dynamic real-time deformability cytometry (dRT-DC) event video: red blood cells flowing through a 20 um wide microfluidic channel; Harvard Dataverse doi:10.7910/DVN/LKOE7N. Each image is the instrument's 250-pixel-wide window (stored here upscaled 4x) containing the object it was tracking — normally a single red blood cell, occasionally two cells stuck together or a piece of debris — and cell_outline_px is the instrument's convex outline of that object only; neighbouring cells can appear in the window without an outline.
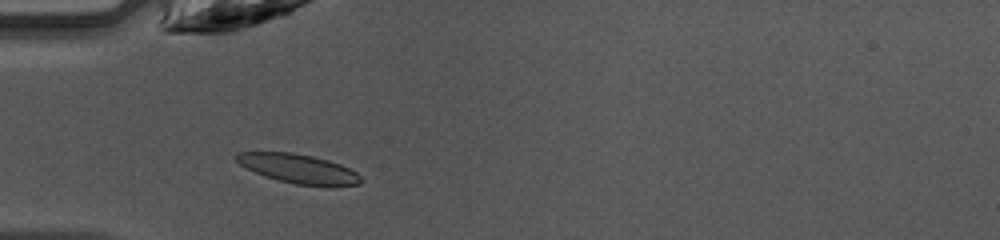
{"species": "common noctule bat (a hibernating species)", "species_latin": "Nyctalus noctula", "temperature_condition": "warm", "stored_images_in_passage": 44, "camera_frame_rate_fps": 3000, "um_per_image_px": 0.085, "animal": {"sex": "female", "body_mass_g": 10.0, "forearm_length_mm": 53.1}, "frame": {"image": 1, "passage_image": 12, "time_ms": 3.667, "image_size_px": [1000, 240], "cell_outline_px": [[364, 180], [360, 184], [296, 184], [264, 176], [240, 164], [232, 156], [236, 152], [292, 152], [312, 156], [328, 160], [340, 164], [356, 172]], "centroid_in_image_um": [25.31, 14.3], "position_along_channel_um": 59.7, "area_um2": 20.58}}
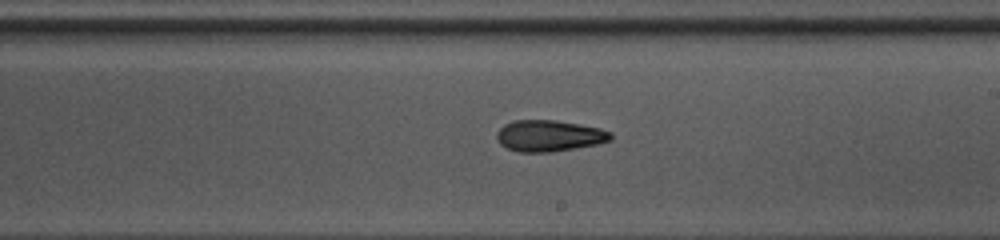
{"frame": {"image": 2, "passage_image": 25, "time_ms": 8.0, "image_size_px": [1000, 240], "cell_outline_px": [[612, 140], [596, 144], [576, 148], [552, 152], [516, 152], [500, 144], [496, 136], [496, 132], [504, 124], [512, 120], [556, 120], [580, 124], [600, 128], [612, 132]], "centroid_in_image_um": [46.67, 11.54], "position_along_channel_um": 242.3, "area_um2": 20.98}}
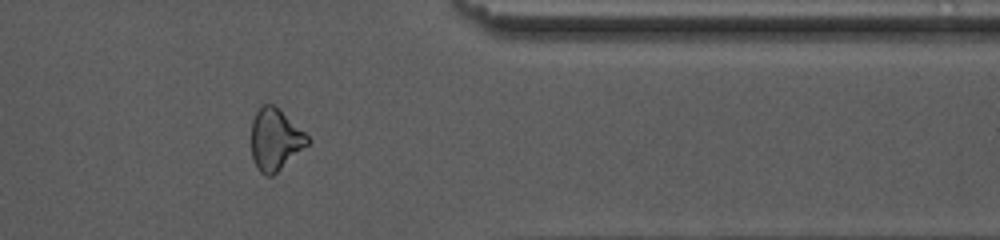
{"frame": {"image": 3, "passage_image": 36, "time_ms": 11.667, "image_size_px": [1000, 240], "cell_outline_px": [[308, 144], [272, 176], [264, 176], [256, 168], [252, 156], [252, 120], [256, 112], [264, 104], [272, 104], [280, 108], [308, 136]], "centroid_in_image_um": [23.37, 11.85], "position_along_channel_um": 388.0, "area_um2": 20.0}, "authors_computed_cell_mechanics": {"area_um2": 20.6057, "velocity_mm_per_s": 4.2764, "shape_relaxation_time_tau1_ms": null, "shape_relaxation_time_tau2_ms": 3.6506, "deformation_change_tau1": null, "deformation_change_tau2": 0.1142}}